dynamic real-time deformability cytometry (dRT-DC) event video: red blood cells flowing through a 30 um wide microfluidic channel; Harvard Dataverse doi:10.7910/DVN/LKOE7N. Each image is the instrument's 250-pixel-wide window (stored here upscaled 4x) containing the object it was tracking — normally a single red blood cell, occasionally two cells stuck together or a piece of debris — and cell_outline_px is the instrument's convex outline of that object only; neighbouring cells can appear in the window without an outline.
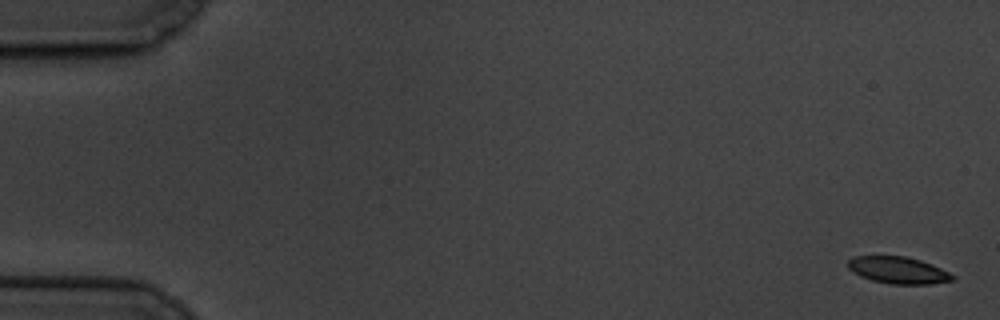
{"species": "common noctule bat (a hibernating species)", "species_latin": "Nyctalus noctula", "temperature_condition": "cold", "stored_images_in_passage": 6, "camera_frame_rate_fps": 3000, "um_per_image_px": 0.085, "animal": {"sex": "male", "body_mass_g": 19.5, "forearm_length_mm": 54.6}, "frame": {"image": 1, "passage_image": 1, "time_ms": 0.0, "image_size_px": [1000, 320], "cell_outline_px": [[956, 280], [932, 284], [892, 284], [872, 280], [860, 276], [852, 272], [848, 268], [848, 260], [852, 256], [908, 256], [932, 264], [956, 276]], "centroid_in_image_um": [76.36, 22.96], "position_along_channel_um": 8.6, "area_um2": 16.53}}
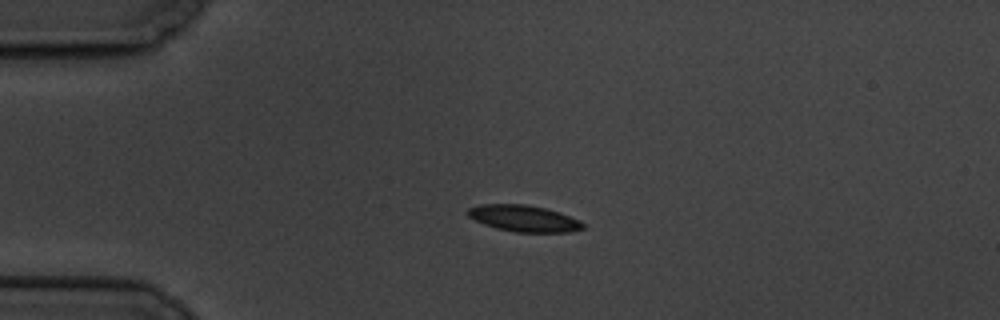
{"frame": {"image": 2, "passage_image": 4, "time_ms": 4.333, "image_size_px": [1000, 320], "cell_outline_px": [[584, 228], [572, 232], [512, 232], [496, 228], [484, 224], [468, 216], [464, 212], [468, 208], [480, 204], [524, 204], [544, 208], [560, 212], [580, 220], [584, 224]], "centroid_in_image_um": [44.52, 18.56], "position_along_channel_um": 40.5, "area_um2": 17.86}}
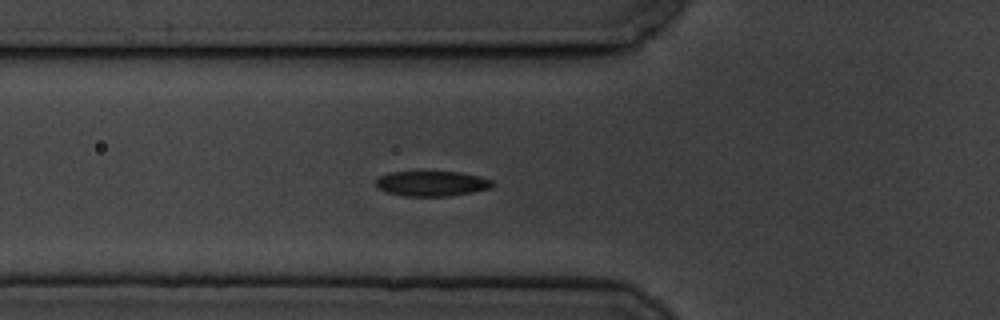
{"frame": {"image": 3, "passage_image": 6, "time_ms": 6.667, "image_size_px": [1000, 320], "cell_outline_px": [[496, 184], [492, 188], [472, 192], [448, 196], [404, 196], [388, 192], [380, 188], [376, 184], [376, 180], [380, 176], [388, 172], [420, 168], [460, 172], [480, 176], [492, 180]], "centroid_in_image_um": [36.71, 15.53], "position_along_channel_um": 89.1, "area_um2": 18.09}}